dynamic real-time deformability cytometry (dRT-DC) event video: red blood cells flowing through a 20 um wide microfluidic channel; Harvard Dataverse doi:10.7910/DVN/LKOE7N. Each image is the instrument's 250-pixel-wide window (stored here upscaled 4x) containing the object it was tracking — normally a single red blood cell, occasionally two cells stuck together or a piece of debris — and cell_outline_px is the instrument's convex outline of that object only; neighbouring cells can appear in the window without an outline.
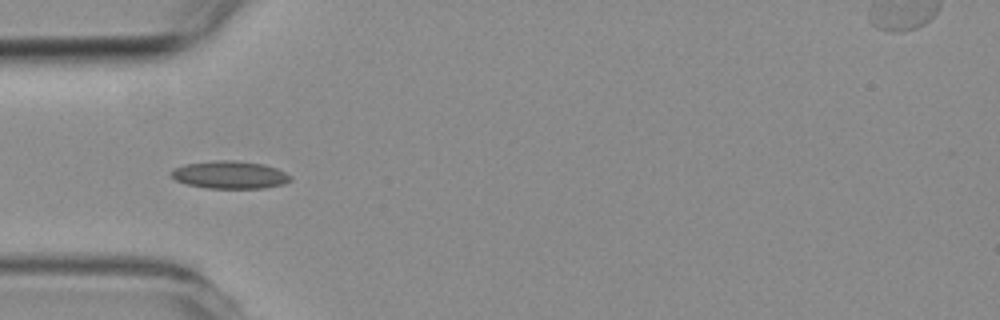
{"species": "common noctule bat (a hibernating species)", "species_latin": "Nyctalus noctula", "temperature_condition": "room temperature", "stored_images_in_passage": 7, "camera_frame_rate_fps": 3000, "um_per_image_px": 0.085, "animal": {"sex": "female", "body_mass_g": 19.3, "forearm_length_mm": 54.1}, "frame": {"image": 1, "passage_image": 5, "time_ms": 5.333, "image_size_px": [1000, 320], "cell_outline_px": [[292, 180], [284, 184], [264, 188], [204, 188], [184, 184], [176, 180], [168, 172], [172, 168], [184, 164], [216, 160], [232, 160], [264, 164], [276, 168], [292, 176]], "centroid_in_image_um": [19.5, 14.86], "position_along_channel_um": 65.5, "area_um2": 19.48}}
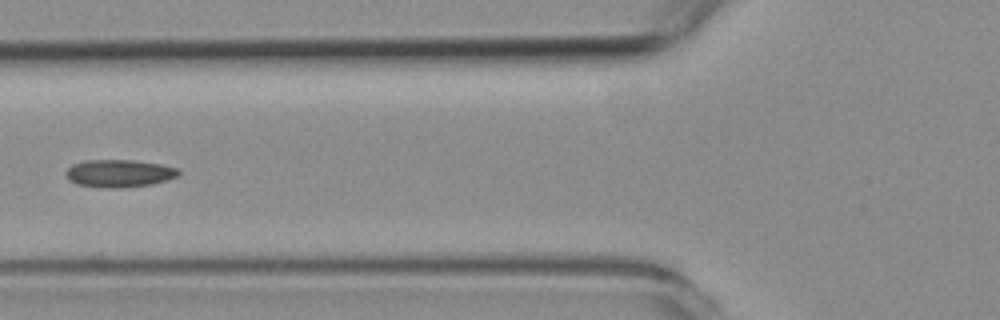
{"frame": {"image": 2, "passage_image": 6, "time_ms": 6.667, "image_size_px": [1000, 320], "cell_outline_px": [[180, 172], [176, 176], [168, 180], [152, 184], [120, 188], [108, 188], [76, 184], [68, 180], [64, 172], [72, 164], [84, 160], [132, 160], [160, 164], [180, 168]], "centroid_in_image_um": [10.11, 14.73], "position_along_channel_um": 115.7, "area_um2": 18.26}}
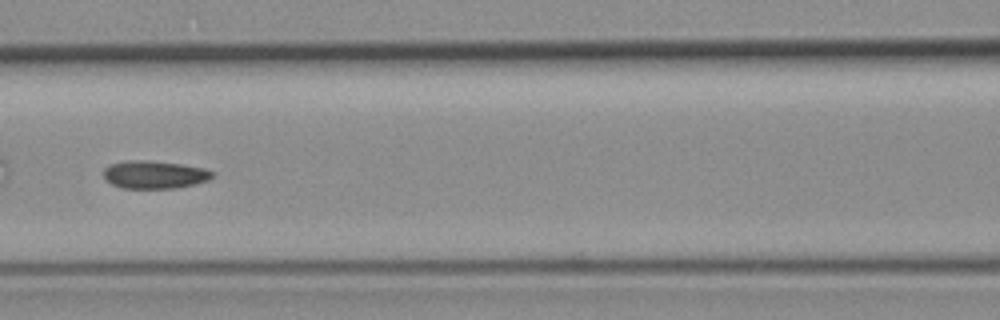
{"frame": {"image": 3, "passage_image": 7, "time_ms": 7.667, "image_size_px": [1000, 320], "cell_outline_px": [[212, 176], [208, 180], [176, 188], [120, 188], [104, 180], [104, 168], [108, 164], [128, 160], [148, 160], [180, 164], [204, 168], [212, 172]], "centroid_in_image_um": [13.05, 14.84], "position_along_channel_um": 153.5, "area_um2": 17.63}}